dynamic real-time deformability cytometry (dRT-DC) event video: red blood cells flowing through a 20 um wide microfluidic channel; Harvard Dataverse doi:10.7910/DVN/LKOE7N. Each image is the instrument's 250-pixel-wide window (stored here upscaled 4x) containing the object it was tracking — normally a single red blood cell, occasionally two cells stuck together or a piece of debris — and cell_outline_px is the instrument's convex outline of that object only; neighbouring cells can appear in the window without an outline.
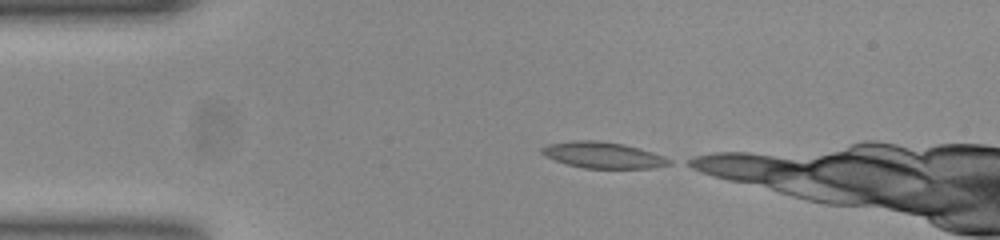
{"species": "common noctule bat (a hibernating species)", "species_latin": "Nyctalus noctula", "temperature_condition": "room temperature", "stored_images_in_passage": 10, "camera_frame_rate_fps": 3000, "um_per_image_px": 0.085, "animal": {"sex": "female", "body_mass_g": 23.0, "forearm_length_mm": 53.4}, "frame": {"image": 1, "passage_image": 1, "time_ms": 0.0, "image_size_px": [1000, 240], "cell_outline_px": [[672, 164], [656, 168], [584, 168], [568, 164], [544, 156], [540, 152], [540, 148], [548, 144], [572, 140], [600, 140], [624, 144], [640, 148], [664, 156], [672, 160]], "centroid_in_image_um": [51.27, 13.17], "position_along_channel_um": 33.7, "area_um2": 19.59}}
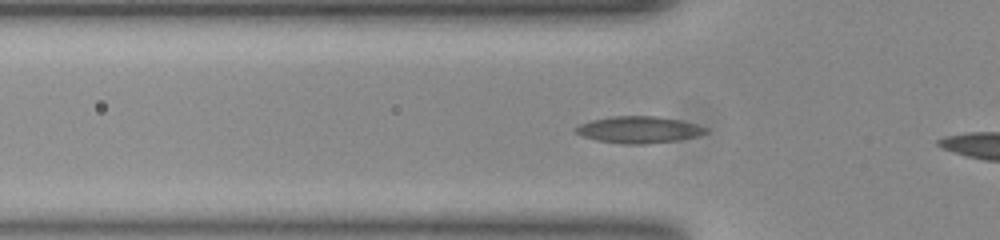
{"frame": {"image": 2, "passage_image": 7, "time_ms": 2.0, "image_size_px": [1000, 240], "cell_outline_px": [[708, 132], [696, 136], [676, 140], [644, 144], [628, 144], [600, 140], [584, 136], [576, 132], [576, 128], [580, 124], [592, 120], [612, 116], [656, 116], [680, 120], [696, 124], [708, 128]], "centroid_in_image_um": [54.34, 11.01], "position_along_channel_um": 71.5, "area_um2": 19.83}}